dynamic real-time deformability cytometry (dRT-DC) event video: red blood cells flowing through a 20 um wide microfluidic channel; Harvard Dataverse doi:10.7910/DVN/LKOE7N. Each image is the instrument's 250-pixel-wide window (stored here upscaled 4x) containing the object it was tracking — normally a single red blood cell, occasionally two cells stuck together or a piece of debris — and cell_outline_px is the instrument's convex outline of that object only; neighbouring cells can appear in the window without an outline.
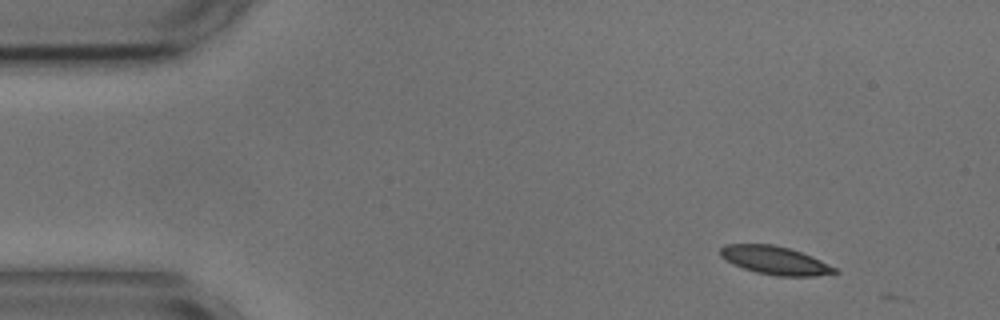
{"species": "common noctule bat (a hibernating species)", "species_latin": "Nyctalus noctula", "temperature_condition": "cold", "stored_images_in_passage": 2, "camera_frame_rate_fps": 3000, "um_per_image_px": 0.085, "animal": {"sex": "male", "body_mass_g": 17.9, "forearm_length_mm": 54.2}, "frame": {"image": 1, "passage_image": 1, "time_ms": 0.0, "image_size_px": [1000, 320], "cell_outline_px": [[840, 272], [816, 276], [776, 276], [756, 272], [732, 264], [720, 256], [720, 248], [724, 244], [772, 244], [788, 248], [812, 256], [836, 268]], "centroid_in_image_um": [65.86, 22.13], "position_along_channel_um": 19.1, "area_um2": 18.79}}